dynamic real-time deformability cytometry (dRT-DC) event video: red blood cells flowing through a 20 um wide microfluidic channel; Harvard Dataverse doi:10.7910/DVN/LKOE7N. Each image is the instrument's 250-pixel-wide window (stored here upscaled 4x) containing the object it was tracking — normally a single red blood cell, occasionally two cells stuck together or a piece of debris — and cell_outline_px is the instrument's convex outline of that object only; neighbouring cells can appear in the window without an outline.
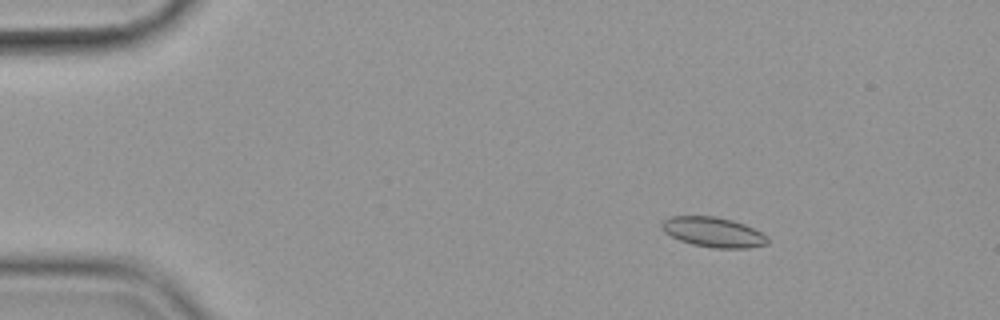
{"species": "common noctule bat (a hibernating species)", "species_latin": "Nyctalus noctula", "temperature_condition": "cold", "stored_images_in_passage": 56, "camera_frame_rate_fps": 3000, "um_per_image_px": 0.085, "animal": {"sex": "female", "body_mass_g": 19.9}, "frame": {"image": 1, "passage_image": 8, "time_ms": 2.333, "image_size_px": [1000, 320], "cell_outline_px": [[768, 244], [748, 248], [712, 248], [692, 244], [680, 240], [664, 232], [660, 228], [660, 224], [664, 220], [672, 216], [712, 216], [732, 220], [744, 224], [768, 236]], "centroid_in_image_um": [60.62, 19.74], "position_along_channel_um": 24.4, "area_um2": 18.44}}
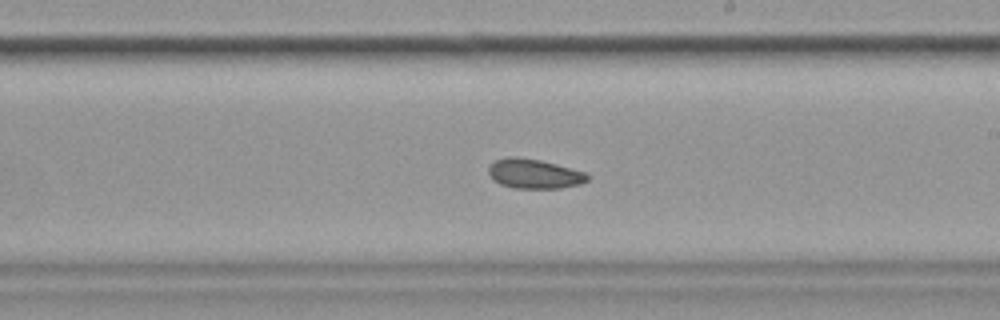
{"frame": {"image": 2, "passage_image": 33, "time_ms": 10.667, "image_size_px": [1000, 320], "cell_outline_px": [[592, 176], [588, 180], [580, 184], [560, 188], [512, 188], [500, 184], [492, 180], [488, 172], [488, 168], [496, 160], [512, 156], [516, 156], [540, 160], [588, 172]], "centroid_in_image_um": [45.45, 14.77], "position_along_channel_um": 243.6, "area_um2": 17.22}}
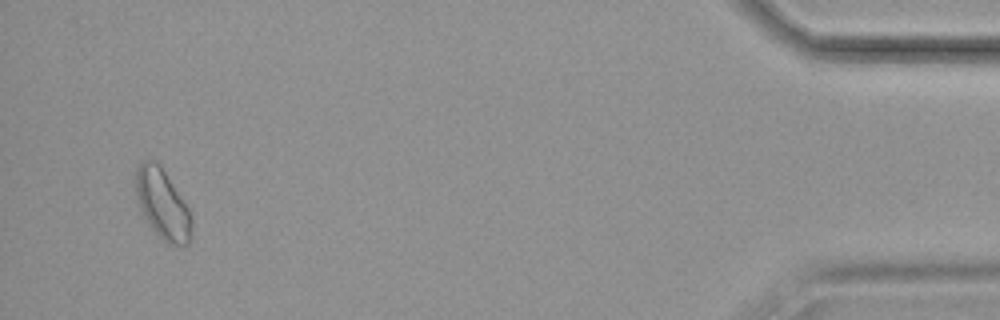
{"frame": {"image": 3, "passage_image": 54, "time_ms": 17.667, "image_size_px": [1000, 320], "cell_outline_px": [[192, 240], [188, 244], [168, 244], [148, 224], [140, 212], [136, 204], [136, 168], [144, 160], [156, 160], [160, 164], [188, 208], [192, 216]], "centroid_in_image_um": [13.8, 17.36], "position_along_channel_um": 421.4, "area_um2": 22.89}, "authors_computed_cell_mechanics": {"area_um2": 17.8891, "velocity_mm_per_s": 3.5714, "shape_relaxation_time_tau1_ms": 5.6559, "shape_relaxation_time_tau2_ms": 7.1073, "deformation_change_tau1": 0.0666, "deformation_change_tau2": 0.0921}}